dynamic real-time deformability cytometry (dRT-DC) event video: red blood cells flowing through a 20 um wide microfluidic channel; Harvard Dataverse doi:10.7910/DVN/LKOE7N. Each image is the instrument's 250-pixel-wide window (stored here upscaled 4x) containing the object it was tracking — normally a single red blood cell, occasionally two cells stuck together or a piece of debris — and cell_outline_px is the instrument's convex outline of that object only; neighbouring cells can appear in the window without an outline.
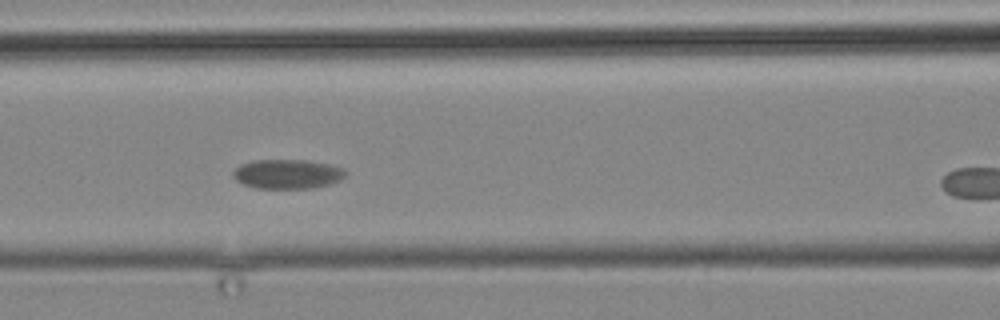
{"species": "common noctule bat (a hibernating species)", "species_latin": "Nyctalus noctula", "temperature_condition": "cold", "stored_images_in_passage": 4, "camera_frame_rate_fps": 3000, "um_per_image_px": 0.085, "animal": {"sex": "male", "body_mass_g": 19.2, "forearm_length_mm": 51.8}, "frame": {"image": 1, "passage_image": 3, "time_ms": 2.333, "image_size_px": [1000, 320], "cell_outline_px": [[348, 172], [340, 180], [328, 184], [312, 188], [256, 188], [244, 184], [236, 180], [232, 176], [232, 172], [240, 164], [252, 160], [304, 160], [332, 164], [344, 168]], "centroid_in_image_um": [24.43, 14.78], "position_along_channel_um": 142.2, "area_um2": 19.36}}